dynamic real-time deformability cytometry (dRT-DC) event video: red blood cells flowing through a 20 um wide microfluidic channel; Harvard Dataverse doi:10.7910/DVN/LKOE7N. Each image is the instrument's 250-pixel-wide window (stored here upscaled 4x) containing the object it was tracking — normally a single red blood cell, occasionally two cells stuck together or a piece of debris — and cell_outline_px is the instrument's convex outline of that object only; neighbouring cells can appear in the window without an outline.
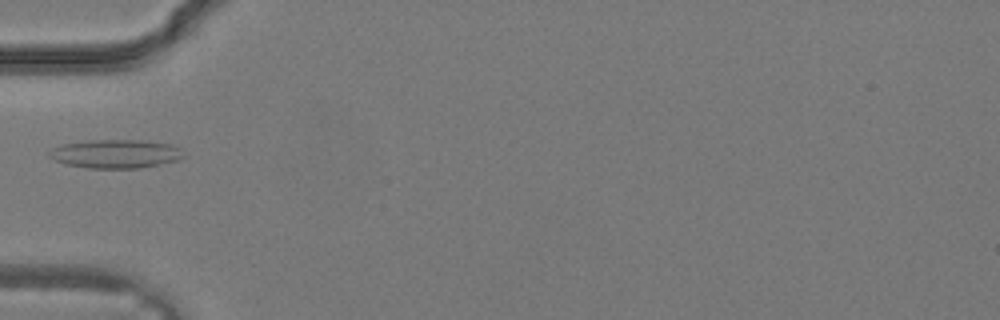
{"species": "common noctule bat (a hibernating species)", "species_latin": "Nyctalus noctula", "temperature_condition": "warm", "stored_images_in_passage": 25, "camera_frame_rate_fps": 3000, "um_per_image_px": 0.085, "animal": {"sex": "male", "body_mass_g": 19.2, "forearm_length_mm": 51.8}, "frame": {"image": 1, "passage_image": 4, "time_ms": 1.0, "image_size_px": [1000, 320], "cell_outline_px": [[184, 156], [176, 160], [140, 168], [88, 168], [64, 164], [48, 156], [48, 152], [52, 148], [64, 144], [88, 140], [144, 140], [172, 144], [180, 148]], "centroid_in_image_um": [9.81, 13.07], "position_along_channel_um": 75.2, "area_um2": 22.37}}
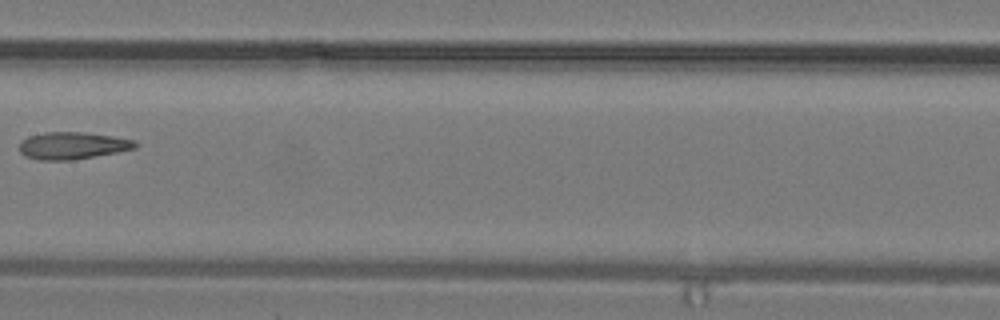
{"frame": {"image": 2, "passage_image": 10, "time_ms": 3.0, "image_size_px": [1000, 320], "cell_outline_px": [[140, 144], [136, 148], [116, 152], [72, 160], [40, 160], [24, 156], [20, 152], [20, 144], [28, 136], [44, 132], [80, 132], [112, 136], [136, 140]], "centroid_in_image_um": [6.18, 12.37], "position_along_channel_um": 201.2, "area_um2": 18.26}}
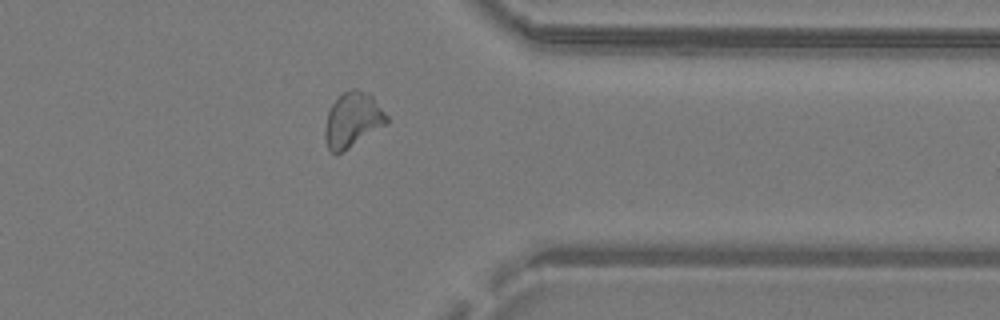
{"frame": {"image": 3, "passage_image": 19, "time_ms": 6.0, "image_size_px": [1000, 320], "cell_outline_px": [[388, 124], [336, 156], [328, 148], [324, 136], [324, 128], [328, 112], [332, 104], [344, 92], [352, 88], [356, 88], [372, 96], [388, 116]], "centroid_in_image_um": [29.97, 10.22], "position_along_channel_um": 381.4, "area_um2": 19.77}}